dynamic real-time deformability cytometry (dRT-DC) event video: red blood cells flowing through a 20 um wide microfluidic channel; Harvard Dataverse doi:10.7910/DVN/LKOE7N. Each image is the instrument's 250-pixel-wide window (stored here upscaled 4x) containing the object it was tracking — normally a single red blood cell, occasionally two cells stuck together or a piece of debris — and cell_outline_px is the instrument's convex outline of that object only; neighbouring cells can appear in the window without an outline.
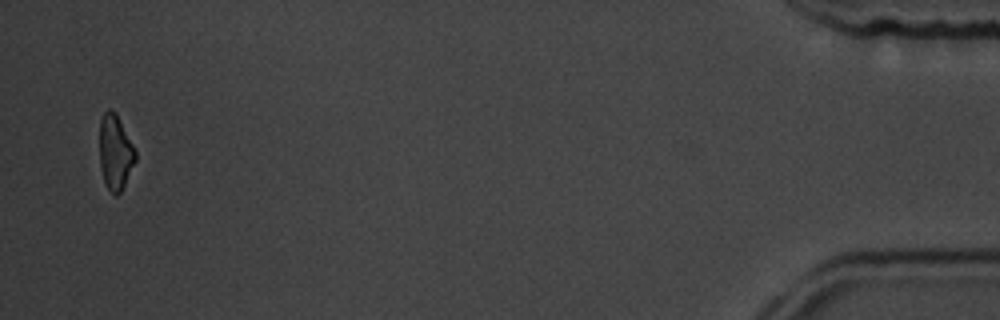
{"species": "common noctule bat (a hibernating species)", "species_latin": "Nyctalus noctula", "temperature_condition": "room temperature", "stored_images_in_passage": 15, "camera_frame_rate_fps": 3000, "um_per_image_px": 0.085, "animal": {"sex": "male", "body_mass_g": 19.5, "forearm_length_mm": 54.6}, "frame": {"image": 1, "passage_image": 15, "time_ms": 17.0, "image_size_px": [1000, 320], "cell_outline_px": [[136, 160], [120, 192], [116, 196], [108, 188], [104, 180], [100, 168], [100, 120], [104, 112], [108, 108], [116, 112], [136, 148]], "centroid_in_image_um": [9.81, 12.89], "position_along_channel_um": 425.4, "area_um2": 15.72}, "authors_computed_cell_mechanics": {"area_um2": 17.1088, "velocity_mm_per_s": 3.5284, "shape_relaxation_time_tau1_ms": 1.8039, "shape_relaxation_time_tau2_ms": null, "deformation_change_tau1": 0.0527, "deformation_change_tau2": null}}